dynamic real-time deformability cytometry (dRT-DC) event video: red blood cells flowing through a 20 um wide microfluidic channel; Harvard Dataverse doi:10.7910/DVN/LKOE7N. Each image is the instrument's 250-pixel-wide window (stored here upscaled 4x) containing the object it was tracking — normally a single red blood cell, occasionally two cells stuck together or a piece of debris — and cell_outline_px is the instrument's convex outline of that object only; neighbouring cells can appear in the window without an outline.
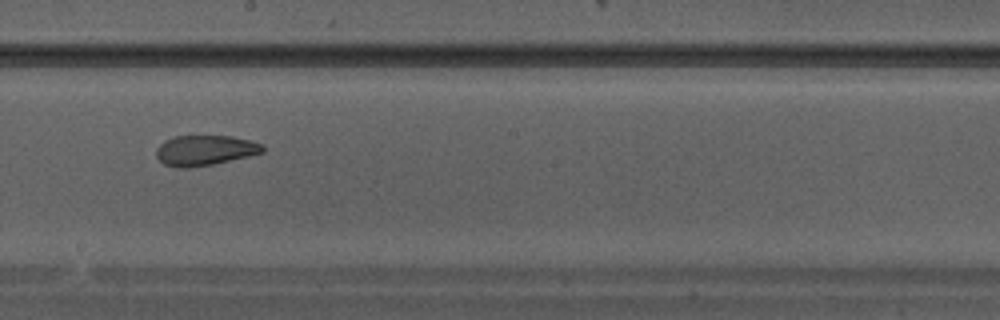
{"species": "Egyptian fruit bat (a non-hibernating species)", "species_latin": "Rousettus aegyptiacus", "temperature_condition": "warm", "stored_images_in_passage": 36, "camera_frame_rate_fps": 3000, "um_per_image_px": 0.085, "animal": {"sex": "male"}, "frame": {"image": 1, "passage_image": 21, "time_ms": 6.667, "image_size_px": [1000, 320], "cell_outline_px": [[264, 152], [248, 156], [212, 164], [188, 168], [176, 168], [164, 164], [156, 156], [156, 148], [164, 140], [176, 136], [232, 136], [264, 144]], "centroid_in_image_um": [17.4, 12.78], "position_along_channel_um": 230.8, "area_um2": 18.73}}